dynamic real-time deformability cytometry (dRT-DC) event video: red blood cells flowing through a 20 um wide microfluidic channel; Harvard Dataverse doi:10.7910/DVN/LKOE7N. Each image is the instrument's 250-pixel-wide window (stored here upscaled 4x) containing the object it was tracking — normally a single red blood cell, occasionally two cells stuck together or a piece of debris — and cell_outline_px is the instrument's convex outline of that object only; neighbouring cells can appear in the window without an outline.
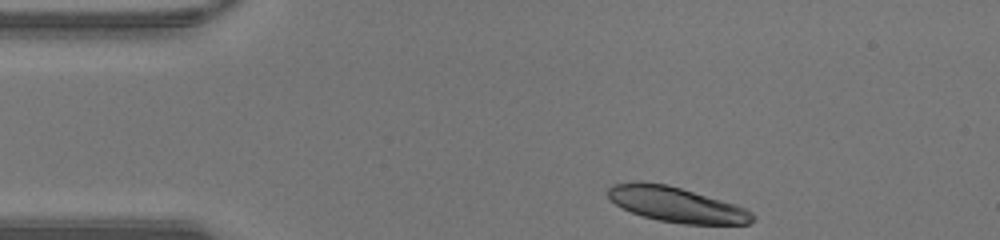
{"species": "human", "species_latin": "Homo sapiens", "temperature_condition": "warm", "stored_images_in_passage": 32, "camera_frame_rate_fps": 3000, "um_per_image_px": 0.085, "donor": {"sex": "male"}, "frame": {"image": 1, "passage_image": 1, "time_ms": 0.0, "image_size_px": [1000, 240], "cell_outline_px": [[756, 220], [748, 224], [684, 224], [660, 220], [644, 216], [632, 212], [616, 204], [608, 196], [608, 188], [612, 184], [628, 180], [640, 180], [668, 184], [736, 204], [752, 212], [756, 216]], "centroid_in_image_um": [57.5, 17.36], "position_along_channel_um": 27.5, "area_um2": 29.88}}
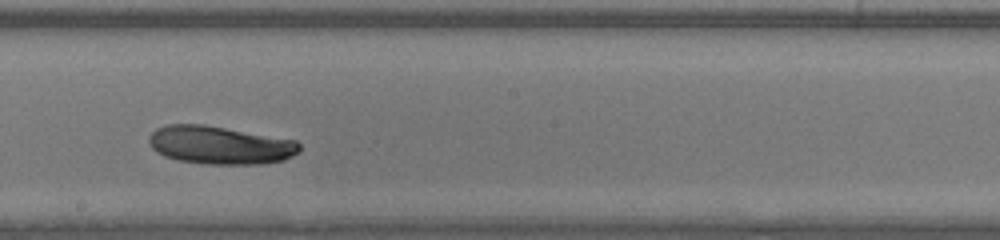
{"frame": {"image": 2, "passage_image": 19, "time_ms": 6.0, "image_size_px": [1000, 240], "cell_outline_px": [[300, 152], [284, 160], [260, 164], [208, 164], [176, 160], [164, 156], [156, 152], [152, 148], [148, 140], [148, 136], [156, 128], [168, 124], [204, 124], [296, 140], [300, 144]], "centroid_in_image_um": [18.68, 12.33], "position_along_channel_um": 229.5, "area_um2": 33.64}}
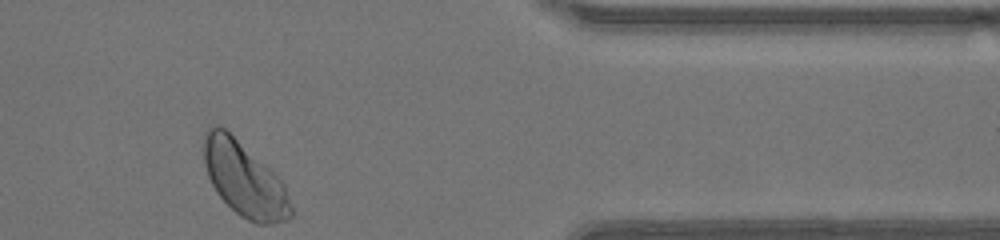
{"frame": {"image": 3, "passage_image": 32, "time_ms": 10.333, "image_size_px": [1000, 240], "cell_outline_px": [[292, 216], [288, 220], [272, 224], [256, 224], [240, 216], [216, 192], [208, 176], [204, 164], [204, 132], [212, 124], [216, 124], [224, 128], [268, 168], [284, 184], [292, 208]], "centroid_in_image_um": [20.75, 15.26], "position_along_channel_um": 390.6, "area_um2": 37.22}, "authors_computed_cell_mechanics": {"area_um2": 33.2061, "velocity_mm_per_s": 4.354, "shape_relaxation_time_tau1_ms": 2.859, "shape_relaxation_time_tau2_ms": null, "deformation_change_tau1": 0.107, "deformation_change_tau2": null}}